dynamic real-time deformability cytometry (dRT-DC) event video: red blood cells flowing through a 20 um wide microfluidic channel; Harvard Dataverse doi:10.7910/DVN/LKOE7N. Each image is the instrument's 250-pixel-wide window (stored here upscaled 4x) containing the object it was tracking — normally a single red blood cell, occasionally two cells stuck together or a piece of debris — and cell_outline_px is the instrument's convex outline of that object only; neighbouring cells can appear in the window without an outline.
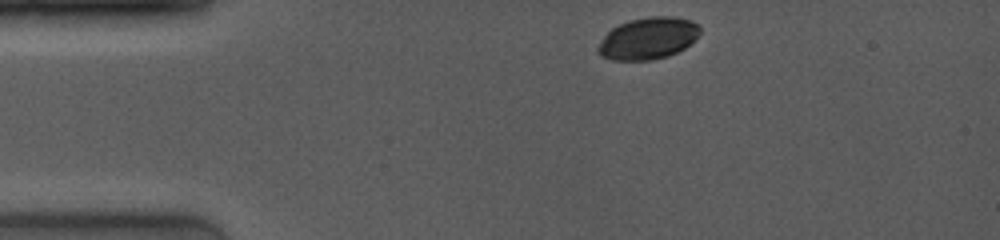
{"species": "common noctule bat (a hibernating species)", "species_latin": "Nyctalus noctula", "temperature_condition": "room temperature", "stored_images_in_passage": 3, "camera_frame_rate_fps": 4000, "um_per_image_px": 0.085, "animal": {"sex": "female", "body_mass_g": 19.0, "forearm_length_mm": 53.3}, "frame": {"image": 1, "passage_image": 1, "time_ms": 0.0, "image_size_px": [1000, 240], "cell_outline_px": [[700, 32], [684, 48], [668, 56], [652, 60], [612, 60], [600, 56], [596, 52], [596, 48], [604, 36], [612, 28], [628, 20], [648, 16], [672, 16], [692, 20], [700, 28]], "centroid_in_image_um": [55.04, 3.26], "position_along_channel_um": 30.0, "area_um2": 24.85}}